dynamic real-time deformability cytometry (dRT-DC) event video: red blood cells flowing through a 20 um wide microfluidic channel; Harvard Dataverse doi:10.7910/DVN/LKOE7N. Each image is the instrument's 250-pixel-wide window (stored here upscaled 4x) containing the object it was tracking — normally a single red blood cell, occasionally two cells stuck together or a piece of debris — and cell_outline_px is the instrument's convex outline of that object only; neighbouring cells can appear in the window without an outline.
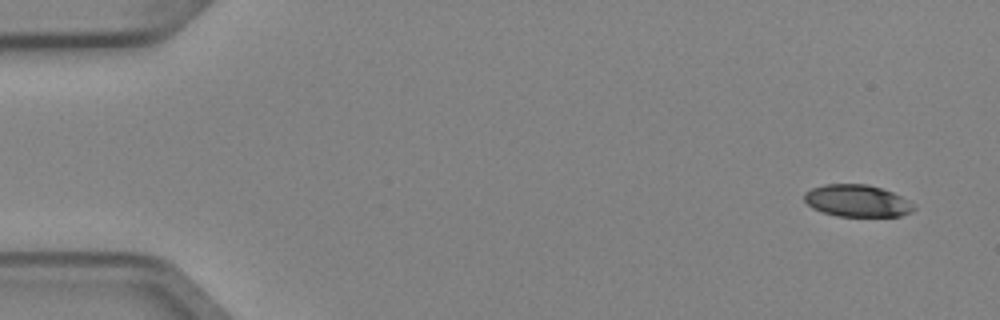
{"species": "Egyptian fruit bat (a non-hibernating species)", "species_latin": "Rousettus aegyptiacus", "temperature_condition": "cold", "stored_images_in_passage": 4, "camera_frame_rate_fps": 3000, "um_per_image_px": 0.085, "animal": {"sex": "female"}, "frame": {"image": 1, "passage_image": 1, "time_ms": 0.0, "image_size_px": [1000, 320], "cell_outline_px": [[916, 208], [912, 212], [900, 216], [836, 216], [812, 208], [804, 200], [804, 192], [812, 188], [824, 184], [868, 184], [892, 192], [908, 200]], "centroid_in_image_um": [72.84, 17.07], "position_along_channel_um": 12.2, "area_um2": 20.4}}
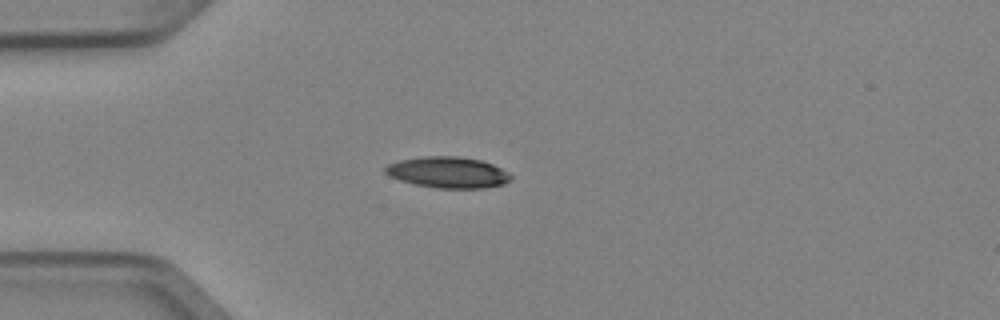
{"frame": {"image": 2, "passage_image": 4, "time_ms": 1.0, "image_size_px": [1000, 320], "cell_outline_px": [[512, 180], [504, 184], [484, 188], [436, 188], [416, 184], [400, 180], [388, 176], [384, 172], [384, 168], [388, 164], [400, 160], [424, 156], [460, 156], [480, 160], [492, 164], [508, 172], [512, 176]], "centroid_in_image_um": [38.08, 14.65], "position_along_channel_um": 46.9, "area_um2": 22.83}}